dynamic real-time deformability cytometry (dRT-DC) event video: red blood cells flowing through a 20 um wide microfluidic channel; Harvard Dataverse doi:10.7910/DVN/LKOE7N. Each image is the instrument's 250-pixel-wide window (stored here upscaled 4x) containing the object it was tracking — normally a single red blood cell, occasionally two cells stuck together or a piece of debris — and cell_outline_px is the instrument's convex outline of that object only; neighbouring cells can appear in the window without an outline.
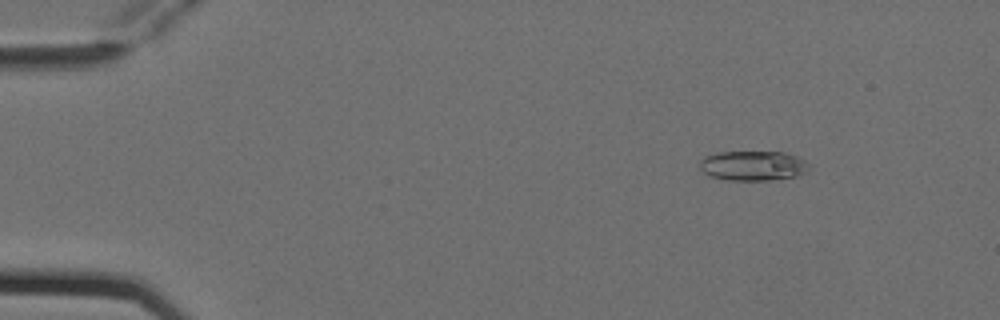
{"species": "Egyptian fruit bat (a non-hibernating species)", "species_latin": "Rousettus aegyptiacus", "temperature_condition": "cold", "stored_images_in_passage": 4, "camera_frame_rate_fps": 3000, "um_per_image_px": 0.085, "animal": {"sex": "female"}, "frame": {"image": 1, "passage_image": 1, "time_ms": 0.0, "image_size_px": [1000, 320], "cell_outline_px": [[808, 168], [800, 176], [768, 180], [728, 180], [712, 176], [704, 172], [700, 168], [700, 160], [704, 156], [716, 152], [784, 152], [796, 156], [804, 160], [808, 164]], "centroid_in_image_um": [64.0, 14.08], "position_along_channel_um": 21.0, "area_um2": 18.9}}
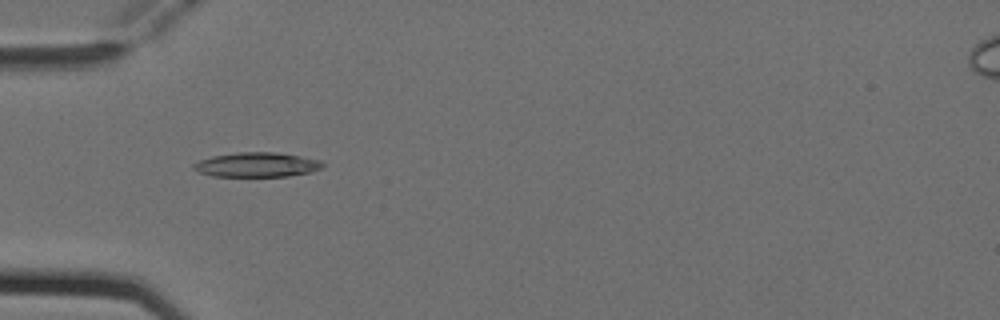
{"frame": {"image": 2, "passage_image": 4, "time_ms": 1.0, "image_size_px": [1000, 320], "cell_outline_px": [[324, 164], [320, 168], [312, 172], [288, 176], [212, 176], [200, 172], [192, 168], [192, 164], [200, 160], [212, 156], [240, 152], [276, 152], [300, 156], [320, 160]], "centroid_in_image_um": [21.83, 14.0], "position_along_channel_um": 63.2, "area_um2": 18.38}}